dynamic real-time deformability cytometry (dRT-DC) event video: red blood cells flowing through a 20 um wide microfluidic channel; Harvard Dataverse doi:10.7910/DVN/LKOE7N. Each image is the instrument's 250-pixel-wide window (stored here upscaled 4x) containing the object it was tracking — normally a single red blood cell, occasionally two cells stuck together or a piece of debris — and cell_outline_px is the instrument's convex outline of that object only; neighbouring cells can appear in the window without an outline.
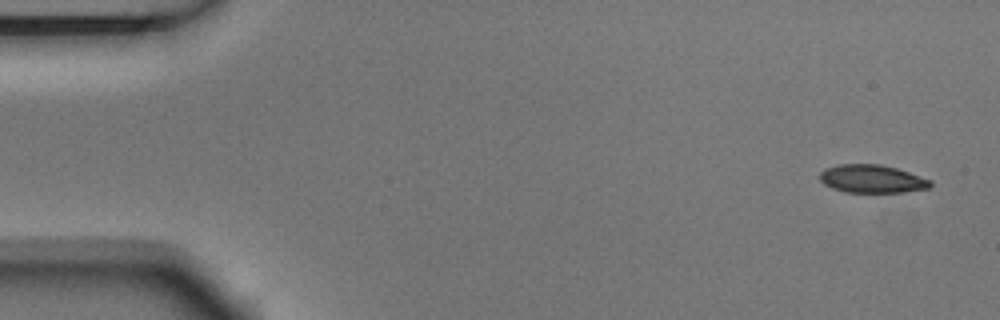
{"species": "Egyptian fruit bat (a non-hibernating species)", "species_latin": "Rousettus aegyptiacus", "temperature_condition": "room temperature", "stored_images_in_passage": 9, "camera_frame_rate_fps": 3000, "um_per_image_px": 0.085, "animal": {"sex": "male"}, "frame": {"image": 1, "passage_image": 1, "time_ms": 0.0, "image_size_px": [1000, 320], "cell_outline_px": [[932, 184], [928, 188], [904, 192], [844, 192], [832, 188], [824, 184], [820, 180], [820, 172], [828, 168], [840, 164], [880, 164], [896, 168], [932, 180]], "centroid_in_image_um": [74.12, 15.21], "position_along_channel_um": 10.9, "area_um2": 17.98}}
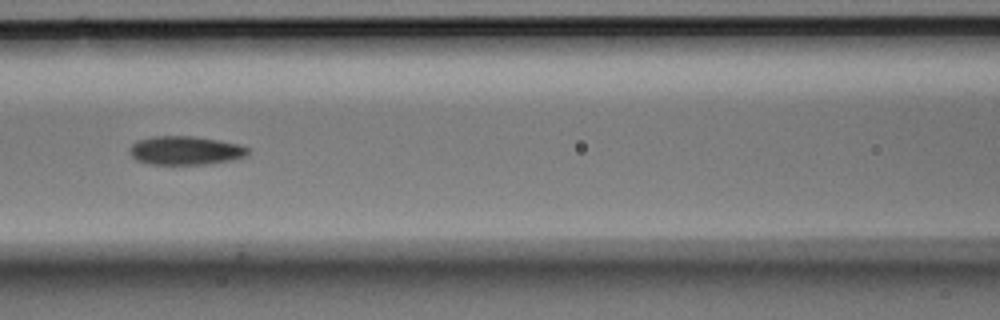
{"frame": {"image": 2, "passage_image": 7, "time_ms": 2.0, "image_size_px": [1000, 320], "cell_outline_px": [[248, 156], [232, 160], [212, 164], [148, 164], [136, 160], [128, 152], [132, 144], [136, 140], [152, 136], [192, 136], [240, 144], [248, 148]], "centroid_in_image_um": [15.75, 12.79], "position_along_channel_um": 150.9, "area_um2": 19.94}}
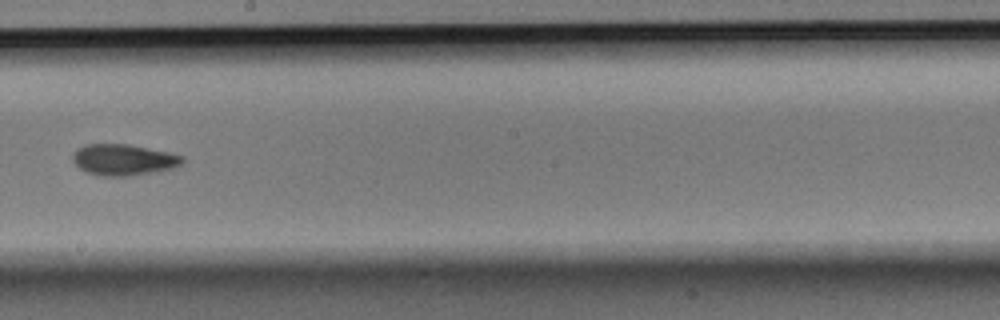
{"frame": {"image": 3, "passage_image": 9, "time_ms": 2.667, "image_size_px": [1000, 320], "cell_outline_px": [[184, 160], [180, 164], [172, 168], [156, 172], [128, 176], [100, 176], [84, 172], [72, 160], [72, 156], [84, 144], [128, 144], [168, 152], [184, 156]], "centroid_in_image_um": [10.5, 13.59], "position_along_channel_um": 237.7, "area_um2": 19.88}}